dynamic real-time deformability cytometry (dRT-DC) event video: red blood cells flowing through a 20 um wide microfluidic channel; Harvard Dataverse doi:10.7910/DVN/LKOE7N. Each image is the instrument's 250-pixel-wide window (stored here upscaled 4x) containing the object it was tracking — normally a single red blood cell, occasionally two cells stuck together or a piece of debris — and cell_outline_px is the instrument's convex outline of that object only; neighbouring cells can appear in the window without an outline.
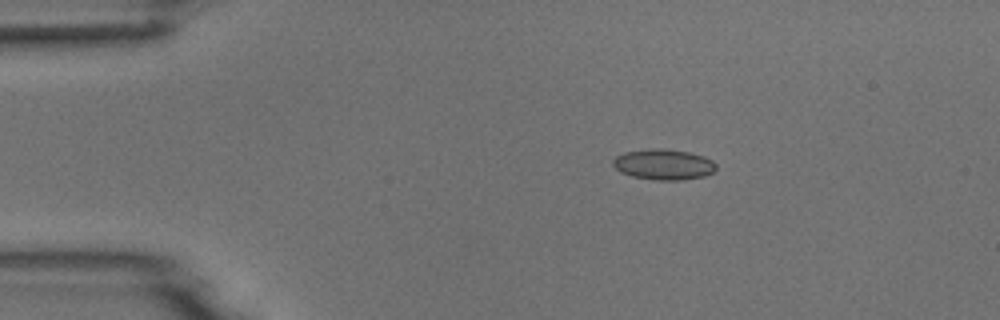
{"species": "common noctule bat (a hibernating species)", "species_latin": "Nyctalus noctula", "temperature_condition": "room temperature", "stored_images_in_passage": 7, "camera_frame_rate_fps": 3000, "um_per_image_px": 0.085, "animal": {"sex": "male", "body_mass_g": 18.8}, "frame": {"image": 1, "passage_image": 3, "time_ms": 0.667, "image_size_px": [1000, 320], "cell_outline_px": [[716, 168], [712, 172], [704, 176], [680, 180], [656, 180], [632, 176], [620, 172], [612, 164], [612, 160], [616, 156], [624, 152], [652, 148], [664, 148], [688, 152], [704, 156], [712, 160], [716, 164]], "centroid_in_image_um": [56.39, 13.97], "position_along_channel_um": 28.6, "area_um2": 18.44}}
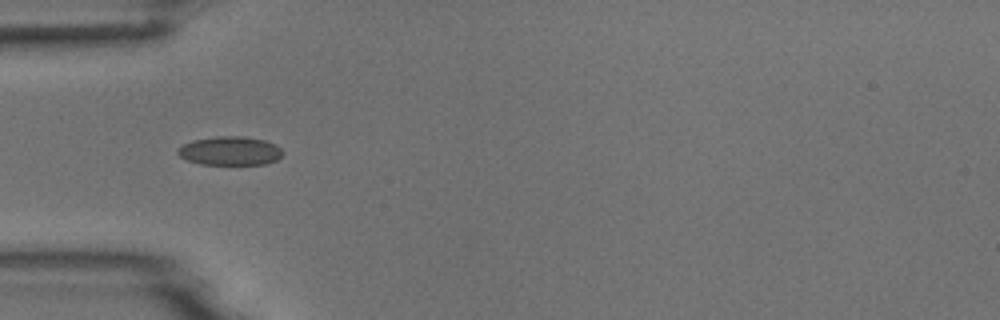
{"frame": {"image": 2, "passage_image": 5, "time_ms": 1.333, "image_size_px": [1000, 320], "cell_outline_px": [[284, 152], [276, 160], [264, 164], [200, 164], [188, 160], [180, 156], [176, 152], [176, 148], [192, 140], [216, 136], [244, 136], [264, 140], [280, 148]], "centroid_in_image_um": [19.51, 12.82], "position_along_channel_um": 65.5, "area_um2": 17.51}}